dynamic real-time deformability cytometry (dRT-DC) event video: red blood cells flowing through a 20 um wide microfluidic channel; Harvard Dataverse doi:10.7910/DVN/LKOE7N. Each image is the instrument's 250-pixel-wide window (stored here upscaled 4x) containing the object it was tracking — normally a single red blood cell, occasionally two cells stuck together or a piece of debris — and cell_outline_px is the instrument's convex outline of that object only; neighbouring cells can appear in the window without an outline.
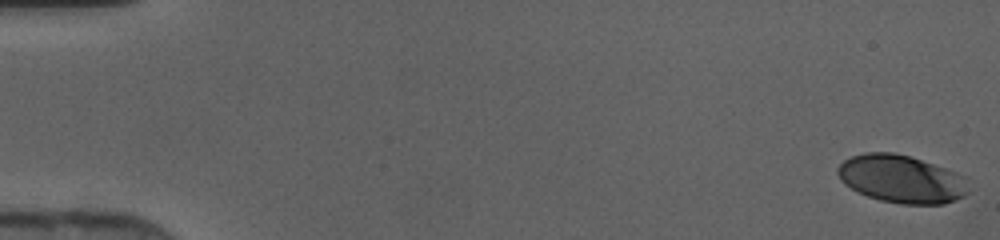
{"species": "human", "species_latin": "Homo sapiens", "temperature_condition": "cold", "stored_images_in_passage": 46, "camera_frame_rate_fps": 3000, "um_per_image_px": 0.085, "donor": {"sex": "female"}, "frame": {"image": 1, "passage_image": 1, "time_ms": 0.0, "image_size_px": [1000, 240], "cell_outline_px": [[968, 192], [964, 196], [956, 200], [944, 204], [900, 204], [880, 200], [868, 196], [844, 184], [840, 180], [836, 172], [836, 168], [844, 160], [852, 156], [864, 152], [892, 152], [908, 156], [968, 176]], "centroid_in_image_um": [76.64, 15.22], "position_along_channel_um": 8.4, "area_um2": 36.59}}
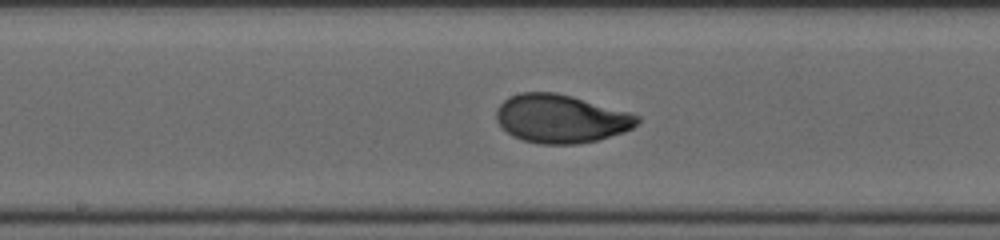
{"frame": {"image": 2, "passage_image": 25, "time_ms": 8.0, "image_size_px": [1000, 240], "cell_outline_px": [[640, 120], [632, 128], [624, 132], [596, 140], [576, 144], [540, 144], [524, 140], [512, 136], [496, 120], [496, 108], [504, 100], [520, 92], [556, 92], [572, 96], [628, 112], [640, 116]], "centroid_in_image_um": [47.66, 10.09], "position_along_channel_um": 200.5, "area_um2": 39.48}}
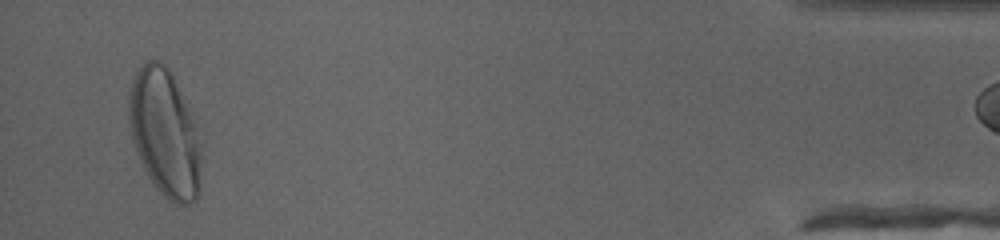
{"frame": {"image": 3, "passage_image": 45, "time_ms": 14.667, "image_size_px": [1000, 240], "cell_outline_px": [[204, 140], [200, 188], [196, 200], [188, 204], [176, 204], [168, 200], [156, 188], [148, 176], [140, 160], [132, 140], [128, 120], [128, 92], [132, 76], [144, 60], [160, 60], [168, 68]], "centroid_in_image_um": [14.03, 11.32], "position_along_channel_um": 421.2, "area_um2": 54.85}}